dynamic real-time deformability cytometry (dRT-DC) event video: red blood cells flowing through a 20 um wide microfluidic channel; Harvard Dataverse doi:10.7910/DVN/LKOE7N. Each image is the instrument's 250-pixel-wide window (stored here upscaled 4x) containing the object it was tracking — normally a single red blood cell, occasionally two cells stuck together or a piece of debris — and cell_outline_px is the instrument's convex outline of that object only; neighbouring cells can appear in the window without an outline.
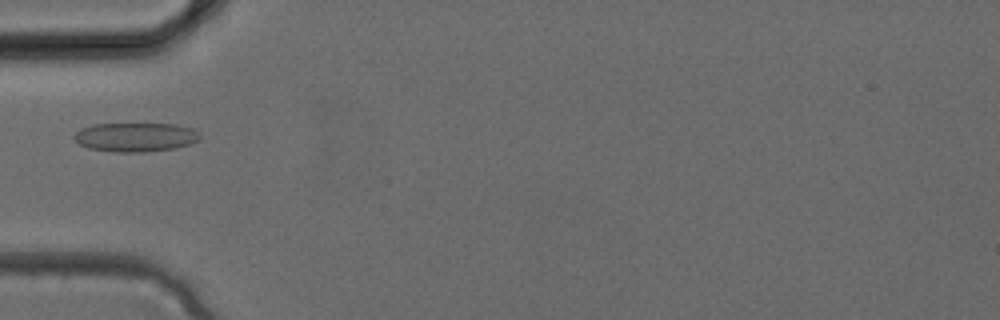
{"species": "common noctule bat (a hibernating species)", "species_latin": "Nyctalus noctula", "temperature_condition": "cold", "stored_images_in_passage": 33, "camera_frame_rate_fps": 3000, "um_per_image_px": 0.085, "animal": {"sex": "female", "body_mass_g": 24.6, "forearm_length_mm": 56.2}, "frame": {"image": 1, "passage_image": 10, "time_ms": 3.0, "image_size_px": [1000, 320], "cell_outline_px": [[200, 136], [196, 140], [188, 144], [176, 148], [144, 152], [112, 152], [88, 148], [80, 144], [72, 136], [80, 128], [92, 124], [176, 124], [192, 128], [200, 132]], "centroid_in_image_um": [11.49, 11.65], "position_along_channel_um": 73.5, "area_um2": 21.33}}
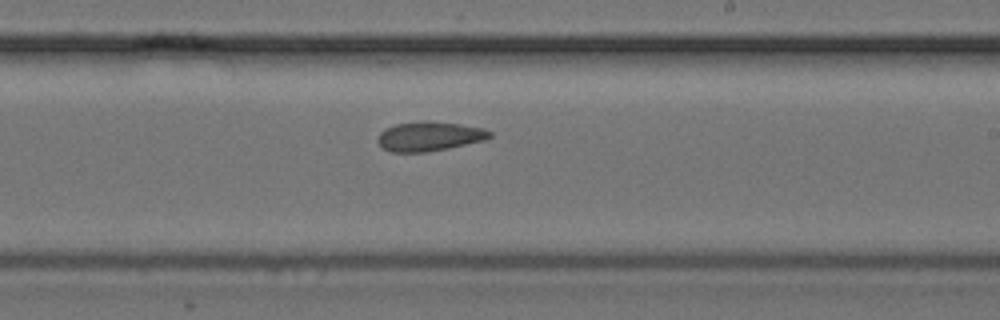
{"frame": {"image": 2, "passage_image": 19, "time_ms": 6.0, "image_size_px": [1000, 320], "cell_outline_px": [[492, 136], [484, 140], [448, 148], [428, 152], [392, 152], [384, 148], [376, 140], [380, 132], [384, 128], [396, 124], [420, 120], [428, 120], [460, 124], [484, 128], [492, 132]], "centroid_in_image_um": [36.48, 11.57], "position_along_channel_um": 252.5, "area_um2": 19.36}}
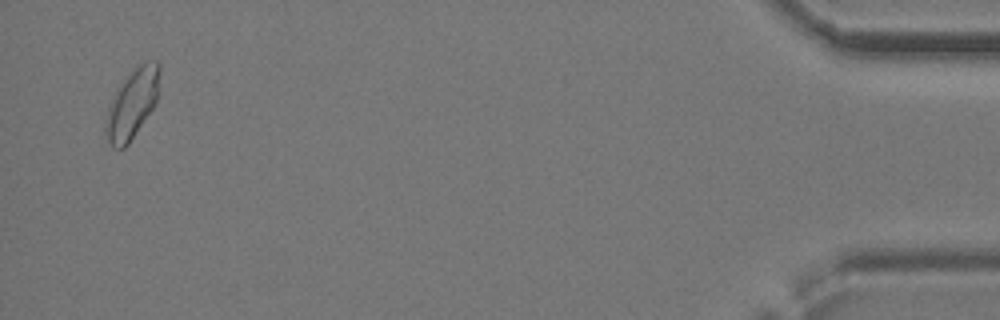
{"frame": {"image": 3, "passage_image": 32, "time_ms": 10.333, "image_size_px": [1000, 320], "cell_outline_px": [[160, 72], [156, 104], [128, 144], [124, 148], [112, 148], [104, 132], [104, 120], [108, 108], [120, 84], [144, 60], [156, 60], [160, 64]], "centroid_in_image_um": [11.24, 8.83], "position_along_channel_um": 424.0, "area_um2": 21.68}}